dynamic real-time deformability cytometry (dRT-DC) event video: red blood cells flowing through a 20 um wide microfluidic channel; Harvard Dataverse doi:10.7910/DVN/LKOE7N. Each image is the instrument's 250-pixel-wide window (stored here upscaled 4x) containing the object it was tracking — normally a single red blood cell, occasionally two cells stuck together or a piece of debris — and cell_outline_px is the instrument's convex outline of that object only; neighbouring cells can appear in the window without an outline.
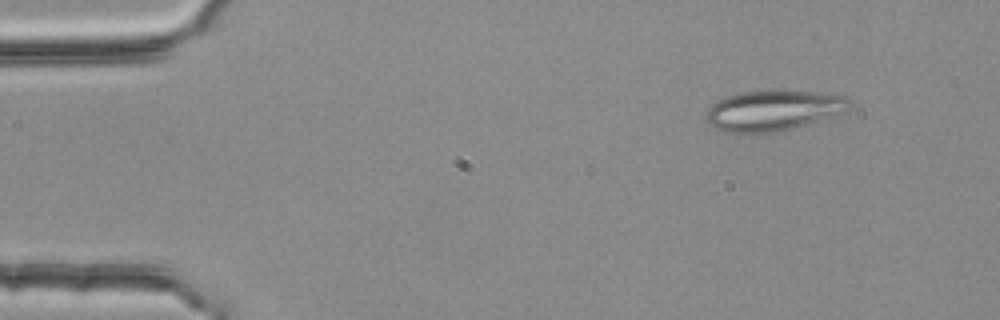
{"species": "common noctule bat (a hibernating species)", "species_latin": "Nyctalus noctula", "temperature_condition": "room temperature", "stored_images_in_passage": 4, "camera_frame_rate_fps": 3000, "um_per_image_px": 0.085, "animal": {"sex": "female", "body_mass_g": 25.1}, "frame": {"image": 1, "passage_image": 2, "time_ms": 0.333, "image_size_px": [1000, 320], "cell_outline_px": [[852, 108], [848, 112], [792, 128], [776, 132], [756, 136], [740, 136], [724, 132], [712, 128], [704, 120], [704, 116], [708, 108], [716, 100], [724, 96], [740, 92], [812, 92], [844, 96], [852, 104]], "centroid_in_image_um": [65.62, 9.47], "position_along_channel_um": 19.4, "area_um2": 34.62}}